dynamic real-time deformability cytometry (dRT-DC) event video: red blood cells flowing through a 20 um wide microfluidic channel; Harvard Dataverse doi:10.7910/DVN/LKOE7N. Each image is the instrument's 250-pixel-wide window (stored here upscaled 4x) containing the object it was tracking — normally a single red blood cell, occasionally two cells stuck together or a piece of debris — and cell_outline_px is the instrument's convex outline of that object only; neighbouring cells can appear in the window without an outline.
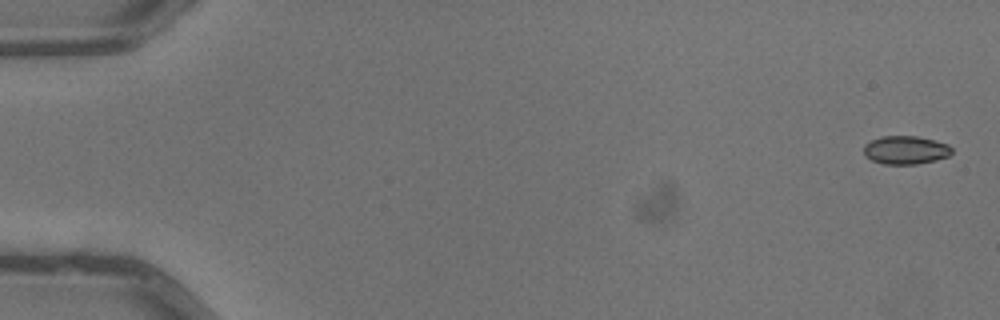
{"species": "common noctule bat (a hibernating species)", "species_latin": "Nyctalus noctula", "temperature_condition": "warm", "stored_images_in_passage": 5, "camera_frame_rate_fps": 3000, "um_per_image_px": 0.085, "animal": {"sex": "male", "body_mass_g": 13.3}, "frame": {"image": 1, "passage_image": 1, "time_ms": 0.0, "image_size_px": [1000, 320], "cell_outline_px": [[952, 152], [948, 156], [936, 160], [916, 164], [884, 164], [872, 160], [864, 156], [864, 144], [880, 136], [916, 136], [936, 140], [948, 144], [952, 148]], "centroid_in_image_um": [76.97, 12.75], "position_along_channel_um": 8.0, "area_um2": 14.62}}
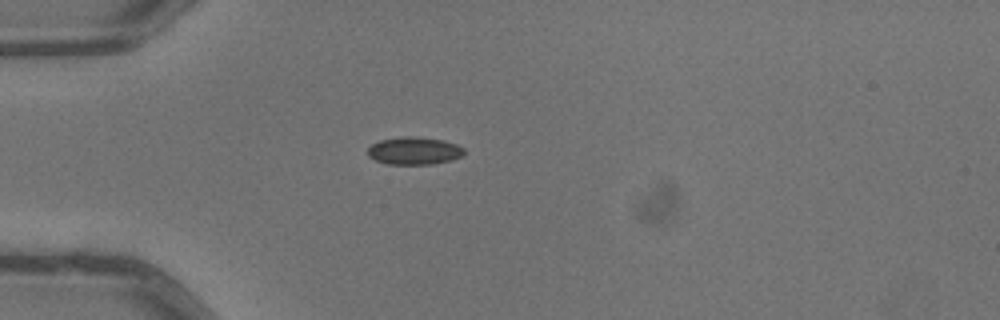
{"frame": {"image": 2, "passage_image": 5, "time_ms": 1.333, "image_size_px": [1000, 320], "cell_outline_px": [[464, 156], [452, 160], [432, 164], [388, 164], [376, 160], [368, 156], [368, 148], [372, 144], [380, 140], [404, 136], [416, 136], [444, 140], [456, 144], [464, 148]], "centroid_in_image_um": [35.23, 12.81], "position_along_channel_um": 49.8, "area_um2": 15.61}}